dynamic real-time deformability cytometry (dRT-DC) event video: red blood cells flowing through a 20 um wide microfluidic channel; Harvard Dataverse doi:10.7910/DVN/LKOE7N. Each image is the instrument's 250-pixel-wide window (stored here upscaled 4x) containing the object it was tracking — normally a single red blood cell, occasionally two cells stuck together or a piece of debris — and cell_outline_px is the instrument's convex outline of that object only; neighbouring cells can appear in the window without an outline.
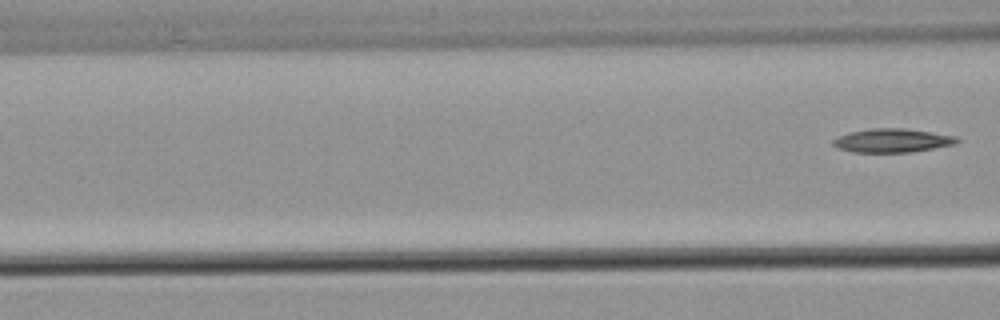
{"species": "common noctule bat (a hibernating species)", "species_latin": "Nyctalus noctula", "temperature_condition": "warm", "stored_images_in_passage": 9, "segment_of_instrument_passage": [2, 2], "camera_frame_rate_fps": 3000, "um_per_image_px": 0.085, "animal": {"sex": "male", "body_mass_g": 21.5, "forearm_length_mm": 52.0}, "frame": {"image": 1, "passage_image": 9, "time_ms": 10.667, "image_size_px": [1000, 320], "cell_outline_px": [[960, 140], [956, 144], [908, 152], [852, 152], [836, 148], [832, 144], [832, 140], [840, 136], [852, 132], [872, 128], [904, 128], [932, 132], [956, 136]], "centroid_in_image_um": [75.84, 11.94], "position_along_channel_um": 90.8, "area_um2": 16.99}}